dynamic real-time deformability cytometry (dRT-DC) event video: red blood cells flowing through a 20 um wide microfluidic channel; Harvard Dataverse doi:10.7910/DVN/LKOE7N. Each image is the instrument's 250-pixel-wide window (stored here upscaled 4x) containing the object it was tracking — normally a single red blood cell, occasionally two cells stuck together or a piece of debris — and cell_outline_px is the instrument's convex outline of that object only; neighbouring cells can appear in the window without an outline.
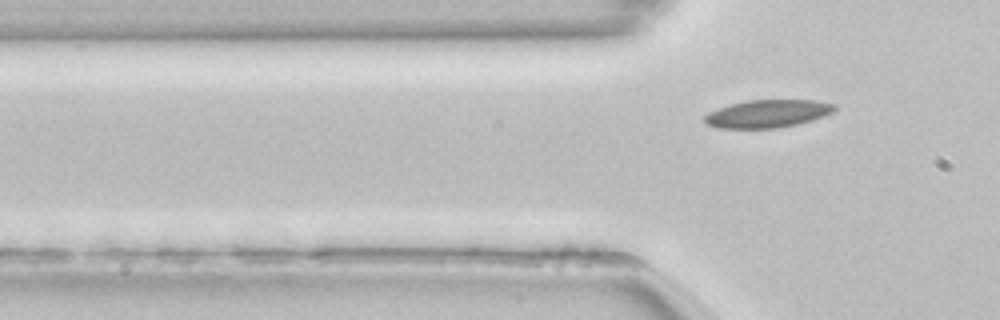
{"species": "common noctule bat (a hibernating species)", "species_latin": "Nyctalus noctula", "temperature_condition": "room temperature", "stored_images_in_passage": 2, "camera_frame_rate_fps": 3000, "um_per_image_px": 0.085, "animal": {"sex": "female", "body_mass_g": 22.7, "forearm_length_mm": 54.2}, "frame": {"image": 1, "passage_image": 2, "time_ms": 0.333, "image_size_px": [1000, 320], "cell_outline_px": [[624, 260], [616, 264], [524, 264], [516, 256], [564, 244], [620, 256]], "centroid_in_image_um": [48.35, 21.8], "position_along_channel_um": 77.4, "area_um2": 10.35}}